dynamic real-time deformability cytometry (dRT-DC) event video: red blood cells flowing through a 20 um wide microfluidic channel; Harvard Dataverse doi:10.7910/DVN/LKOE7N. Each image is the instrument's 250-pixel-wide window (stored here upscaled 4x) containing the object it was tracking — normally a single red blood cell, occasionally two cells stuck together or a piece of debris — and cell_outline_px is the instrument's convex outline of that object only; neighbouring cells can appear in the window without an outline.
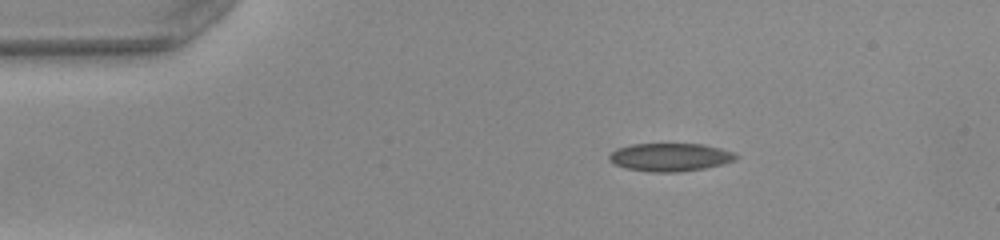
{"species": "common noctule bat (a hibernating species)", "species_latin": "Nyctalus noctula", "temperature_condition": "warm", "stored_images_in_passage": 43, "camera_frame_rate_fps": 3000, "um_per_image_px": 0.085, "animal": {"sex": "female", "body_mass_g": 22.0, "forearm_length_mm": 56.7}, "frame": {"image": 1, "passage_image": 1, "time_ms": 0.0, "image_size_px": [1000, 240], "cell_outline_px": [[740, 156], [736, 160], [724, 164], [704, 168], [680, 172], [648, 172], [624, 168], [612, 164], [608, 160], [608, 156], [616, 148], [632, 144], [704, 144], [736, 152]], "centroid_in_image_um": [56.97, 13.36], "position_along_channel_um": 28.0, "area_um2": 21.15}}
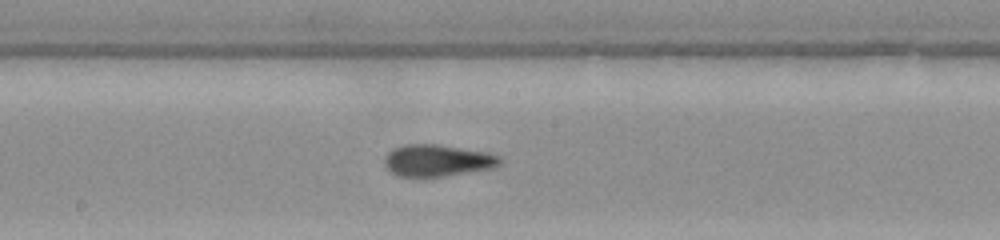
{"frame": {"image": 2, "passage_image": 19, "time_ms": 6.0, "image_size_px": [1000, 240], "cell_outline_px": [[504, 160], [500, 164], [492, 168], [444, 176], [396, 176], [384, 164], [384, 160], [388, 152], [396, 148], [408, 144], [436, 144], [488, 152], [500, 156]], "centroid_in_image_um": [37.22, 13.64], "position_along_channel_um": 211.0, "area_um2": 21.21}}
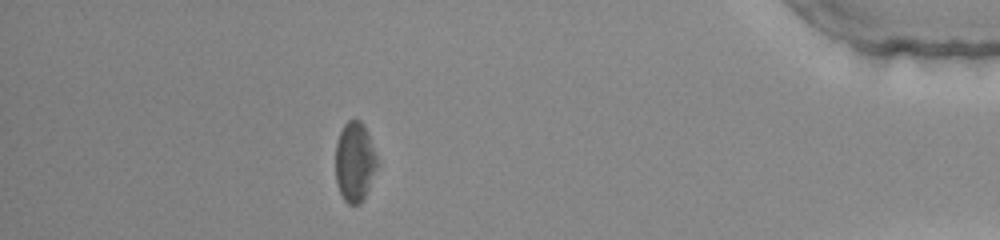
{"frame": {"image": 3, "passage_image": 37, "time_ms": 12.0, "image_size_px": [1000, 240], "cell_outline_px": [[380, 164], [364, 200], [360, 204], [348, 204], [344, 200], [336, 184], [336, 140], [344, 124], [348, 120], [360, 120], [364, 124]], "centroid_in_image_um": [30.18, 13.78], "position_along_channel_um": 405.0, "area_um2": 19.77}, "authors_computed_cell_mechanics": {"area_um2": 21.097, "velocity_mm_per_s": 4.042, "shape_relaxation_time_tau1_ms": 4.3188, "shape_relaxation_time_tau2_ms": 2.3685, "deformation_change_tau1": 0.1309, "deformation_change_tau2": 0.0808}}